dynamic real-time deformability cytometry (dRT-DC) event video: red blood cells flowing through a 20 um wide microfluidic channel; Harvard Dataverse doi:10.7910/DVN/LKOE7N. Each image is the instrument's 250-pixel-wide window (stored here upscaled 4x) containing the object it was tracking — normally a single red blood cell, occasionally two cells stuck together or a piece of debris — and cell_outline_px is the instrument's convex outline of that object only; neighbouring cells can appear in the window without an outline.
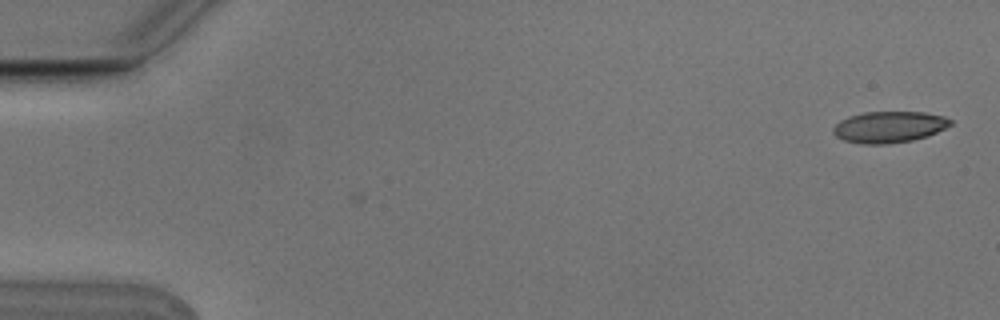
{"species": "Egyptian fruit bat (a non-hibernating species)", "species_latin": "Rousettus aegyptiacus", "temperature_condition": "cold", "stored_images_in_passage": 5, "camera_frame_rate_fps": 3000, "um_per_image_px": 0.085, "animal": {"sex": "male"}, "frame": {"image": 1, "passage_image": 1, "time_ms": 0.0, "image_size_px": [1000, 320], "cell_outline_px": [[952, 124], [928, 136], [912, 140], [888, 144], [860, 144], [844, 140], [836, 136], [832, 132], [832, 128], [840, 120], [848, 116], [864, 112], [924, 112], [944, 116], [952, 120]], "centroid_in_image_um": [75.55, 10.79], "position_along_channel_um": 9.4, "area_um2": 21.5}}
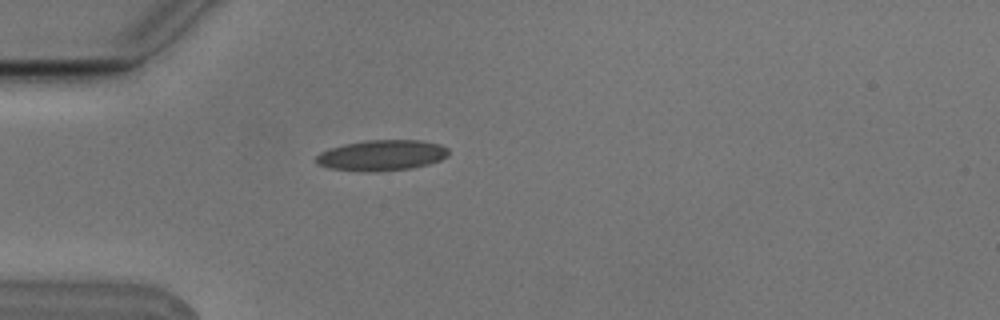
{"frame": {"image": 2, "passage_image": 5, "time_ms": 1.333, "image_size_px": [1000, 320], "cell_outline_px": [[448, 156], [440, 160], [428, 164], [412, 168], [328, 168], [316, 164], [316, 156], [320, 152], [328, 148], [344, 144], [364, 140], [420, 140], [440, 144], [448, 148]], "centroid_in_image_um": [32.48, 13.13], "position_along_channel_um": 52.5, "area_um2": 22.6}}